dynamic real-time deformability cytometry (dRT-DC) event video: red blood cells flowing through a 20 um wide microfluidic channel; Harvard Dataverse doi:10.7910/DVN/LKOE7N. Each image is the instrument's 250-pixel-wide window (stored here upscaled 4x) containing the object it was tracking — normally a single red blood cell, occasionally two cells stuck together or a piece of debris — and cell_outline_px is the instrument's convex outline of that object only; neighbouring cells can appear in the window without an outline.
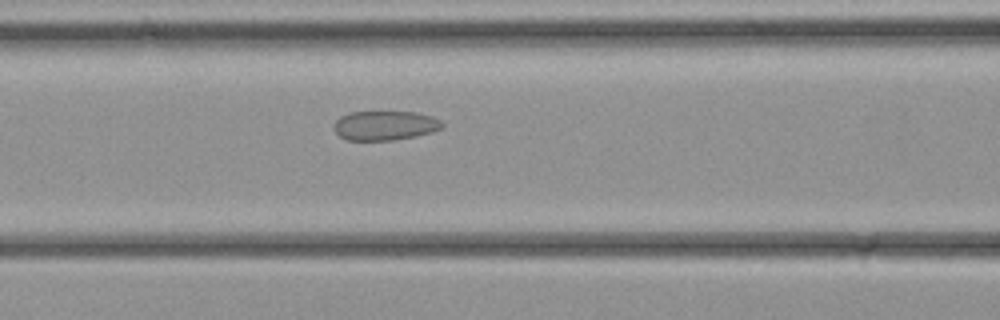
{"species": "common noctule bat (a hibernating species)", "species_latin": "Nyctalus noctula", "temperature_condition": "cold", "stored_images_in_passage": 22, "camera_frame_rate_fps": 3000, "um_per_image_px": 0.085, "animal": {"sex": "female", "body_mass_g": 21.9}, "frame": {"image": 1, "passage_image": 6, "time_ms": 1.667, "image_size_px": [1000, 320], "cell_outline_px": [[444, 124], [440, 128], [432, 132], [416, 136], [392, 140], [348, 140], [340, 136], [332, 128], [332, 124], [340, 116], [352, 112], [416, 112], [432, 116], [440, 120]], "centroid_in_image_um": [32.7, 10.66], "position_along_channel_um": 133.9, "area_um2": 18.55}}
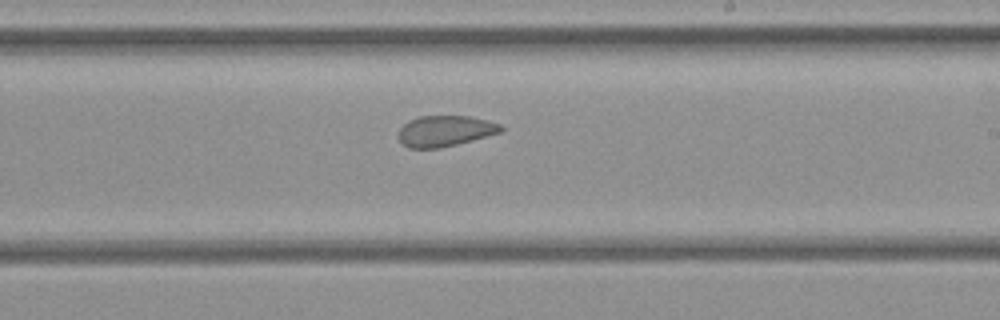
{"frame": {"image": 2, "passage_image": 12, "time_ms": 3.667, "image_size_px": [1000, 320], "cell_outline_px": [[504, 128], [500, 132], [456, 144], [440, 148], [408, 148], [400, 144], [396, 136], [396, 132], [408, 120], [420, 116], [468, 116], [500, 124]], "centroid_in_image_um": [37.72, 11.14], "position_along_channel_um": 251.3, "area_um2": 18.44}}
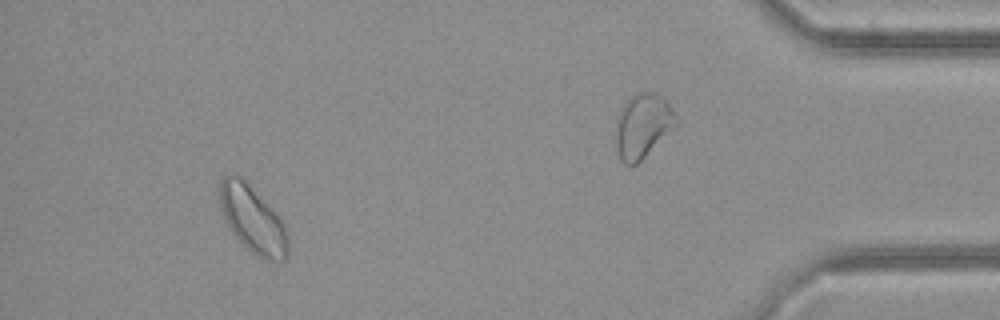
{"frame": {"image": 3, "passage_image": 19, "time_ms": 6.0, "image_size_px": [1000, 320], "cell_outline_px": [[288, 256], [284, 260], [264, 260], [252, 252], [232, 232], [224, 216], [220, 204], [220, 180], [224, 176], [240, 176], [248, 184], [280, 220], [288, 236]], "centroid_in_image_um": [21.47, 18.69], "position_along_channel_um": 413.7, "area_um2": 25.43}}